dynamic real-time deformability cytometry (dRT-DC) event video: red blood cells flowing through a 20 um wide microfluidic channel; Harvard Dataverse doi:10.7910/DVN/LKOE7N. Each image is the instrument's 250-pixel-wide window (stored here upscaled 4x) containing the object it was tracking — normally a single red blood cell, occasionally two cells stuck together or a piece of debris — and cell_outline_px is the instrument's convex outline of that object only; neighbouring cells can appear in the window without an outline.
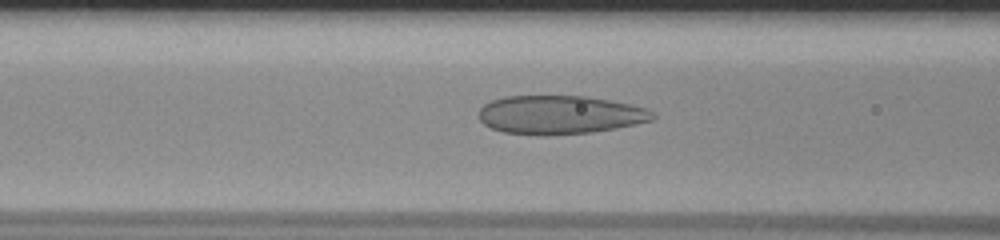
{"species": "human", "species_latin": "Homo sapiens", "temperature_condition": "room temperature", "stored_images_in_passage": 55, "camera_frame_rate_fps": 3000, "um_per_image_px": 0.085, "donor": {"sex": "male"}, "frame": {"image": 1, "passage_image": 24, "time_ms": 7.667, "image_size_px": [1000, 240], "cell_outline_px": [[656, 116], [652, 120], [616, 128], [592, 132], [544, 136], [540, 136], [504, 132], [492, 128], [484, 124], [480, 120], [480, 108], [484, 104], [492, 100], [504, 96], [584, 96], [632, 104], [644, 108], [652, 112]], "centroid_in_image_um": [47.57, 9.76], "position_along_channel_um": 119.0, "area_um2": 39.07}}
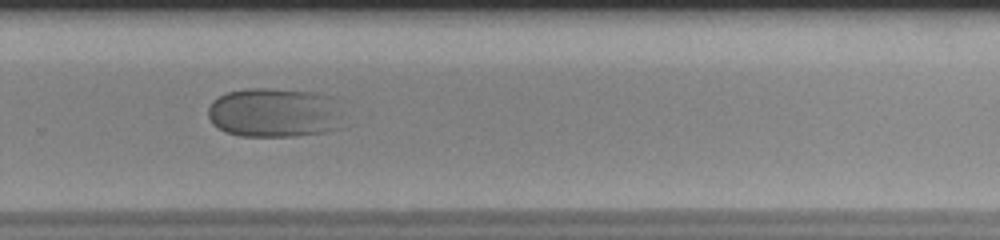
{"frame": {"image": 2, "passage_image": 39, "time_ms": 12.667, "image_size_px": [1000, 240], "cell_outline_px": [[332, 128], [324, 132], [296, 136], [240, 136], [224, 132], [212, 124], [208, 116], [208, 108], [212, 100], [228, 92], [248, 88], [268, 88], [308, 92], [328, 96], [332, 116]], "centroid_in_image_um": [23.03, 9.58], "position_along_channel_um": 306.8, "area_um2": 37.22}}
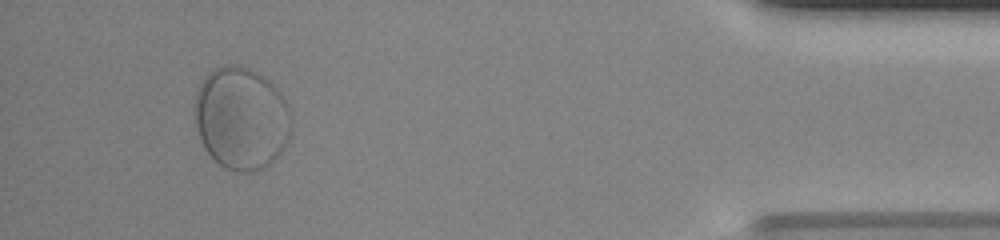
{"frame": {"image": 3, "passage_image": 52, "time_ms": 17.0, "image_size_px": [1000, 240], "cell_outline_px": [[292, 120], [288, 140], [284, 148], [268, 164], [256, 172], [236, 172], [224, 168], [204, 148], [200, 140], [192, 112], [192, 108], [196, 92], [200, 84], [208, 72], [224, 64], [236, 64], [248, 68], [264, 76], [280, 92], [292, 116]], "centroid_in_image_um": [20.48, 10.05], "position_along_channel_um": 414.7, "area_um2": 58.26}}